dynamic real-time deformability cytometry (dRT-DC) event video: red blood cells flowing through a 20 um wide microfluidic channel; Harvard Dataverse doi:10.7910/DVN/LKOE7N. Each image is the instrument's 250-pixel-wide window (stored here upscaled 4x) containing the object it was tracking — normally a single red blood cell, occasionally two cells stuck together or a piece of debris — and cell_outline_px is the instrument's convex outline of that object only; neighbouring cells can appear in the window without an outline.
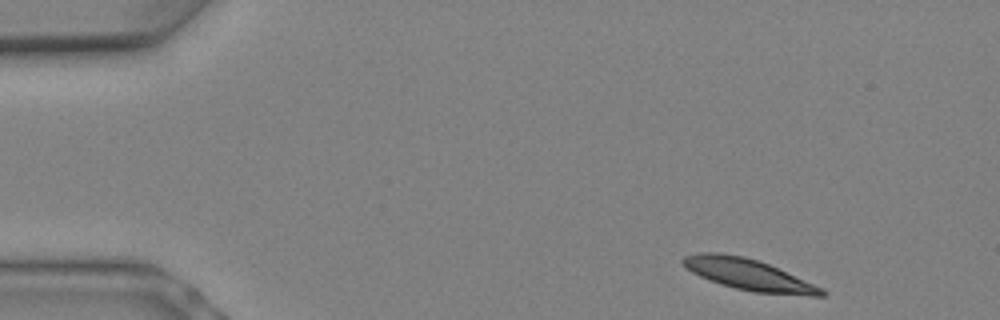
{"species": "Egyptian fruit bat (a non-hibernating species)", "species_latin": "Rousettus aegyptiacus", "temperature_condition": "warm", "stored_images_in_passage": 5, "camera_frame_rate_fps": 3000, "um_per_image_px": 0.085, "animal": {"sex": "female"}, "frame": {"image": 1, "passage_image": 1, "time_ms": 0.0, "image_size_px": [1000, 320], "cell_outline_px": [[828, 296], [808, 296], [756, 292], [736, 288], [720, 284], [700, 276], [692, 272], [680, 260], [684, 256], [700, 252], [720, 252], [744, 256], [768, 264], [824, 288], [828, 292]], "centroid_in_image_um": [63.67, 23.34], "position_along_channel_um": 21.3, "area_um2": 25.14}}
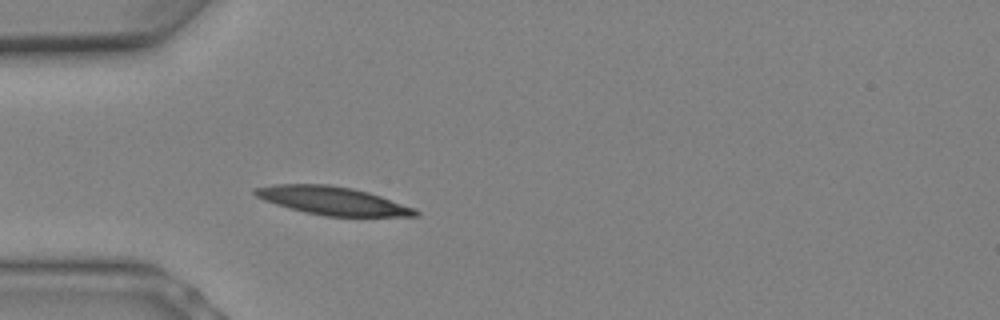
{"frame": {"image": 2, "passage_image": 5, "time_ms": 1.333, "image_size_px": [1000, 320], "cell_outline_px": [[420, 216], [328, 216], [304, 212], [276, 204], [264, 200], [256, 196], [252, 192], [252, 188], [272, 184], [328, 184], [352, 188], [368, 192], [416, 208], [420, 212]], "centroid_in_image_um": [28.26, 17.05], "position_along_channel_um": 56.7, "area_um2": 26.36}}